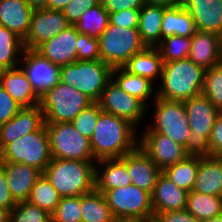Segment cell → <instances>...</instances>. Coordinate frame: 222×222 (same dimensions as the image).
I'll list each match as a JSON object with an SVG mask.
<instances>
[{
    "instance_id": "23",
    "label": "cell",
    "mask_w": 222,
    "mask_h": 222,
    "mask_svg": "<svg viewBox=\"0 0 222 222\" xmlns=\"http://www.w3.org/2000/svg\"><path fill=\"white\" fill-rule=\"evenodd\" d=\"M96 162L104 168L100 170L95 167V189L99 192L132 184L127 170V154L122 158L101 159Z\"/></svg>"
},
{
    "instance_id": "15",
    "label": "cell",
    "mask_w": 222,
    "mask_h": 222,
    "mask_svg": "<svg viewBox=\"0 0 222 222\" xmlns=\"http://www.w3.org/2000/svg\"><path fill=\"white\" fill-rule=\"evenodd\" d=\"M138 146L162 171L189 156L185 146L160 133H143Z\"/></svg>"
},
{
    "instance_id": "9",
    "label": "cell",
    "mask_w": 222,
    "mask_h": 222,
    "mask_svg": "<svg viewBox=\"0 0 222 222\" xmlns=\"http://www.w3.org/2000/svg\"><path fill=\"white\" fill-rule=\"evenodd\" d=\"M52 158L97 161L90 140L78 132L71 122L45 124Z\"/></svg>"
},
{
    "instance_id": "12",
    "label": "cell",
    "mask_w": 222,
    "mask_h": 222,
    "mask_svg": "<svg viewBox=\"0 0 222 222\" xmlns=\"http://www.w3.org/2000/svg\"><path fill=\"white\" fill-rule=\"evenodd\" d=\"M102 111L123 118L138 126L148 108L138 98L127 94L111 79L97 102Z\"/></svg>"
},
{
    "instance_id": "39",
    "label": "cell",
    "mask_w": 222,
    "mask_h": 222,
    "mask_svg": "<svg viewBox=\"0 0 222 222\" xmlns=\"http://www.w3.org/2000/svg\"><path fill=\"white\" fill-rule=\"evenodd\" d=\"M9 222H52L51 214L28 201L18 202L10 211Z\"/></svg>"
},
{
    "instance_id": "22",
    "label": "cell",
    "mask_w": 222,
    "mask_h": 222,
    "mask_svg": "<svg viewBox=\"0 0 222 222\" xmlns=\"http://www.w3.org/2000/svg\"><path fill=\"white\" fill-rule=\"evenodd\" d=\"M0 86L8 92L21 108L40 105L41 98L35 93L32 84L19 67L1 70Z\"/></svg>"
},
{
    "instance_id": "13",
    "label": "cell",
    "mask_w": 222,
    "mask_h": 222,
    "mask_svg": "<svg viewBox=\"0 0 222 222\" xmlns=\"http://www.w3.org/2000/svg\"><path fill=\"white\" fill-rule=\"evenodd\" d=\"M21 57L20 63L24 65L20 68L40 98L60 82L61 67L51 63L36 50L25 48Z\"/></svg>"
},
{
    "instance_id": "34",
    "label": "cell",
    "mask_w": 222,
    "mask_h": 222,
    "mask_svg": "<svg viewBox=\"0 0 222 222\" xmlns=\"http://www.w3.org/2000/svg\"><path fill=\"white\" fill-rule=\"evenodd\" d=\"M109 23V12L104 5L97 4L86 9L81 18L74 24L80 34H86L91 38L99 39Z\"/></svg>"
},
{
    "instance_id": "46",
    "label": "cell",
    "mask_w": 222,
    "mask_h": 222,
    "mask_svg": "<svg viewBox=\"0 0 222 222\" xmlns=\"http://www.w3.org/2000/svg\"><path fill=\"white\" fill-rule=\"evenodd\" d=\"M209 144L211 156L222 157V109L218 112Z\"/></svg>"
},
{
    "instance_id": "38",
    "label": "cell",
    "mask_w": 222,
    "mask_h": 222,
    "mask_svg": "<svg viewBox=\"0 0 222 222\" xmlns=\"http://www.w3.org/2000/svg\"><path fill=\"white\" fill-rule=\"evenodd\" d=\"M202 94L218 109H222V66L207 69L204 76Z\"/></svg>"
},
{
    "instance_id": "14",
    "label": "cell",
    "mask_w": 222,
    "mask_h": 222,
    "mask_svg": "<svg viewBox=\"0 0 222 222\" xmlns=\"http://www.w3.org/2000/svg\"><path fill=\"white\" fill-rule=\"evenodd\" d=\"M70 25L62 11L47 8L33 10L30 29L23 40L24 47L36 50L41 44L50 40Z\"/></svg>"
},
{
    "instance_id": "42",
    "label": "cell",
    "mask_w": 222,
    "mask_h": 222,
    "mask_svg": "<svg viewBox=\"0 0 222 222\" xmlns=\"http://www.w3.org/2000/svg\"><path fill=\"white\" fill-rule=\"evenodd\" d=\"M77 60H100L99 39L91 38L86 34H79L76 44Z\"/></svg>"
},
{
    "instance_id": "28",
    "label": "cell",
    "mask_w": 222,
    "mask_h": 222,
    "mask_svg": "<svg viewBox=\"0 0 222 222\" xmlns=\"http://www.w3.org/2000/svg\"><path fill=\"white\" fill-rule=\"evenodd\" d=\"M122 67L133 75L153 82L157 77L161 78L163 61L156 47H146L142 52L134 54Z\"/></svg>"
},
{
    "instance_id": "5",
    "label": "cell",
    "mask_w": 222,
    "mask_h": 222,
    "mask_svg": "<svg viewBox=\"0 0 222 222\" xmlns=\"http://www.w3.org/2000/svg\"><path fill=\"white\" fill-rule=\"evenodd\" d=\"M112 67L101 60L81 61L61 67L60 82L76 87L93 102H98L111 80Z\"/></svg>"
},
{
    "instance_id": "24",
    "label": "cell",
    "mask_w": 222,
    "mask_h": 222,
    "mask_svg": "<svg viewBox=\"0 0 222 222\" xmlns=\"http://www.w3.org/2000/svg\"><path fill=\"white\" fill-rule=\"evenodd\" d=\"M33 9L26 0H0V25L26 38Z\"/></svg>"
},
{
    "instance_id": "25",
    "label": "cell",
    "mask_w": 222,
    "mask_h": 222,
    "mask_svg": "<svg viewBox=\"0 0 222 222\" xmlns=\"http://www.w3.org/2000/svg\"><path fill=\"white\" fill-rule=\"evenodd\" d=\"M192 191L222 197V158L199 156V168Z\"/></svg>"
},
{
    "instance_id": "43",
    "label": "cell",
    "mask_w": 222,
    "mask_h": 222,
    "mask_svg": "<svg viewBox=\"0 0 222 222\" xmlns=\"http://www.w3.org/2000/svg\"><path fill=\"white\" fill-rule=\"evenodd\" d=\"M140 9H125L109 13V23L122 28H138Z\"/></svg>"
},
{
    "instance_id": "45",
    "label": "cell",
    "mask_w": 222,
    "mask_h": 222,
    "mask_svg": "<svg viewBox=\"0 0 222 222\" xmlns=\"http://www.w3.org/2000/svg\"><path fill=\"white\" fill-rule=\"evenodd\" d=\"M20 109V105L0 86V125L12 119Z\"/></svg>"
},
{
    "instance_id": "3",
    "label": "cell",
    "mask_w": 222,
    "mask_h": 222,
    "mask_svg": "<svg viewBox=\"0 0 222 222\" xmlns=\"http://www.w3.org/2000/svg\"><path fill=\"white\" fill-rule=\"evenodd\" d=\"M93 163V161L52 158L43 174L61 198L82 196L95 189L96 165Z\"/></svg>"
},
{
    "instance_id": "31",
    "label": "cell",
    "mask_w": 222,
    "mask_h": 222,
    "mask_svg": "<svg viewBox=\"0 0 222 222\" xmlns=\"http://www.w3.org/2000/svg\"><path fill=\"white\" fill-rule=\"evenodd\" d=\"M82 222H115L103 193L94 189L81 196Z\"/></svg>"
},
{
    "instance_id": "32",
    "label": "cell",
    "mask_w": 222,
    "mask_h": 222,
    "mask_svg": "<svg viewBox=\"0 0 222 222\" xmlns=\"http://www.w3.org/2000/svg\"><path fill=\"white\" fill-rule=\"evenodd\" d=\"M186 210L199 221L222 215V197L188 192Z\"/></svg>"
},
{
    "instance_id": "54",
    "label": "cell",
    "mask_w": 222,
    "mask_h": 222,
    "mask_svg": "<svg viewBox=\"0 0 222 222\" xmlns=\"http://www.w3.org/2000/svg\"><path fill=\"white\" fill-rule=\"evenodd\" d=\"M10 220V211L0 207V222H9Z\"/></svg>"
},
{
    "instance_id": "8",
    "label": "cell",
    "mask_w": 222,
    "mask_h": 222,
    "mask_svg": "<svg viewBox=\"0 0 222 222\" xmlns=\"http://www.w3.org/2000/svg\"><path fill=\"white\" fill-rule=\"evenodd\" d=\"M100 60L114 67H122L134 54L142 52L146 45L135 28H122L108 23L99 37Z\"/></svg>"
},
{
    "instance_id": "11",
    "label": "cell",
    "mask_w": 222,
    "mask_h": 222,
    "mask_svg": "<svg viewBox=\"0 0 222 222\" xmlns=\"http://www.w3.org/2000/svg\"><path fill=\"white\" fill-rule=\"evenodd\" d=\"M103 194L115 220L154 217L151 194L133 184L106 190Z\"/></svg>"
},
{
    "instance_id": "51",
    "label": "cell",
    "mask_w": 222,
    "mask_h": 222,
    "mask_svg": "<svg viewBox=\"0 0 222 222\" xmlns=\"http://www.w3.org/2000/svg\"><path fill=\"white\" fill-rule=\"evenodd\" d=\"M71 0H48L47 9L62 11Z\"/></svg>"
},
{
    "instance_id": "1",
    "label": "cell",
    "mask_w": 222,
    "mask_h": 222,
    "mask_svg": "<svg viewBox=\"0 0 222 222\" xmlns=\"http://www.w3.org/2000/svg\"><path fill=\"white\" fill-rule=\"evenodd\" d=\"M136 127L129 121L101 111L90 140L94 158H122L138 146Z\"/></svg>"
},
{
    "instance_id": "47",
    "label": "cell",
    "mask_w": 222,
    "mask_h": 222,
    "mask_svg": "<svg viewBox=\"0 0 222 222\" xmlns=\"http://www.w3.org/2000/svg\"><path fill=\"white\" fill-rule=\"evenodd\" d=\"M154 218L157 222H202L186 209L165 211L157 214Z\"/></svg>"
},
{
    "instance_id": "57",
    "label": "cell",
    "mask_w": 222,
    "mask_h": 222,
    "mask_svg": "<svg viewBox=\"0 0 222 222\" xmlns=\"http://www.w3.org/2000/svg\"><path fill=\"white\" fill-rule=\"evenodd\" d=\"M98 1V4H104L107 0H97Z\"/></svg>"
},
{
    "instance_id": "20",
    "label": "cell",
    "mask_w": 222,
    "mask_h": 222,
    "mask_svg": "<svg viewBox=\"0 0 222 222\" xmlns=\"http://www.w3.org/2000/svg\"><path fill=\"white\" fill-rule=\"evenodd\" d=\"M0 166L4 169L7 185L14 200L17 203L27 201L42 172L33 166L7 161H0Z\"/></svg>"
},
{
    "instance_id": "7",
    "label": "cell",
    "mask_w": 222,
    "mask_h": 222,
    "mask_svg": "<svg viewBox=\"0 0 222 222\" xmlns=\"http://www.w3.org/2000/svg\"><path fill=\"white\" fill-rule=\"evenodd\" d=\"M51 160L50 143L45 124L39 130L7 144L0 151V161L33 166L42 173Z\"/></svg>"
},
{
    "instance_id": "27",
    "label": "cell",
    "mask_w": 222,
    "mask_h": 222,
    "mask_svg": "<svg viewBox=\"0 0 222 222\" xmlns=\"http://www.w3.org/2000/svg\"><path fill=\"white\" fill-rule=\"evenodd\" d=\"M166 8L145 4L140 9L138 31L146 47H156L162 40V20Z\"/></svg>"
},
{
    "instance_id": "44",
    "label": "cell",
    "mask_w": 222,
    "mask_h": 222,
    "mask_svg": "<svg viewBox=\"0 0 222 222\" xmlns=\"http://www.w3.org/2000/svg\"><path fill=\"white\" fill-rule=\"evenodd\" d=\"M98 4L97 0H71L62 10L67 21L74 25L80 18L82 13Z\"/></svg>"
},
{
    "instance_id": "4",
    "label": "cell",
    "mask_w": 222,
    "mask_h": 222,
    "mask_svg": "<svg viewBox=\"0 0 222 222\" xmlns=\"http://www.w3.org/2000/svg\"><path fill=\"white\" fill-rule=\"evenodd\" d=\"M191 134L185 145L189 156H211L209 139L219 110L202 93L183 101Z\"/></svg>"
},
{
    "instance_id": "49",
    "label": "cell",
    "mask_w": 222,
    "mask_h": 222,
    "mask_svg": "<svg viewBox=\"0 0 222 222\" xmlns=\"http://www.w3.org/2000/svg\"><path fill=\"white\" fill-rule=\"evenodd\" d=\"M16 204L17 202L9 191L4 169L0 166V207L11 211Z\"/></svg>"
},
{
    "instance_id": "17",
    "label": "cell",
    "mask_w": 222,
    "mask_h": 222,
    "mask_svg": "<svg viewBox=\"0 0 222 222\" xmlns=\"http://www.w3.org/2000/svg\"><path fill=\"white\" fill-rule=\"evenodd\" d=\"M80 33L75 25L58 33L56 36L41 44L36 51L51 63L60 67L77 61V37Z\"/></svg>"
},
{
    "instance_id": "48",
    "label": "cell",
    "mask_w": 222,
    "mask_h": 222,
    "mask_svg": "<svg viewBox=\"0 0 222 222\" xmlns=\"http://www.w3.org/2000/svg\"><path fill=\"white\" fill-rule=\"evenodd\" d=\"M145 4V0H107L103 5L109 13H113L125 9H141Z\"/></svg>"
},
{
    "instance_id": "16",
    "label": "cell",
    "mask_w": 222,
    "mask_h": 222,
    "mask_svg": "<svg viewBox=\"0 0 222 222\" xmlns=\"http://www.w3.org/2000/svg\"><path fill=\"white\" fill-rule=\"evenodd\" d=\"M45 124L40 105L23 107L8 122L0 125V151L28 133L39 130Z\"/></svg>"
},
{
    "instance_id": "6",
    "label": "cell",
    "mask_w": 222,
    "mask_h": 222,
    "mask_svg": "<svg viewBox=\"0 0 222 222\" xmlns=\"http://www.w3.org/2000/svg\"><path fill=\"white\" fill-rule=\"evenodd\" d=\"M94 102L76 87L59 82L40 99L45 124L72 122L74 118Z\"/></svg>"
},
{
    "instance_id": "55",
    "label": "cell",
    "mask_w": 222,
    "mask_h": 222,
    "mask_svg": "<svg viewBox=\"0 0 222 222\" xmlns=\"http://www.w3.org/2000/svg\"><path fill=\"white\" fill-rule=\"evenodd\" d=\"M202 222H222V215L210 218V219L202 221Z\"/></svg>"
},
{
    "instance_id": "19",
    "label": "cell",
    "mask_w": 222,
    "mask_h": 222,
    "mask_svg": "<svg viewBox=\"0 0 222 222\" xmlns=\"http://www.w3.org/2000/svg\"><path fill=\"white\" fill-rule=\"evenodd\" d=\"M222 0H183L197 31L213 32L222 37Z\"/></svg>"
},
{
    "instance_id": "37",
    "label": "cell",
    "mask_w": 222,
    "mask_h": 222,
    "mask_svg": "<svg viewBox=\"0 0 222 222\" xmlns=\"http://www.w3.org/2000/svg\"><path fill=\"white\" fill-rule=\"evenodd\" d=\"M191 44V37L173 35L162 39L156 48L160 52L163 63H167L187 59Z\"/></svg>"
},
{
    "instance_id": "41",
    "label": "cell",
    "mask_w": 222,
    "mask_h": 222,
    "mask_svg": "<svg viewBox=\"0 0 222 222\" xmlns=\"http://www.w3.org/2000/svg\"><path fill=\"white\" fill-rule=\"evenodd\" d=\"M101 111L100 105L94 102L88 108L83 109L71 123L78 132L90 139Z\"/></svg>"
},
{
    "instance_id": "21",
    "label": "cell",
    "mask_w": 222,
    "mask_h": 222,
    "mask_svg": "<svg viewBox=\"0 0 222 222\" xmlns=\"http://www.w3.org/2000/svg\"><path fill=\"white\" fill-rule=\"evenodd\" d=\"M187 195L188 191L161 173L151 193L154 217L165 211L186 209Z\"/></svg>"
},
{
    "instance_id": "33",
    "label": "cell",
    "mask_w": 222,
    "mask_h": 222,
    "mask_svg": "<svg viewBox=\"0 0 222 222\" xmlns=\"http://www.w3.org/2000/svg\"><path fill=\"white\" fill-rule=\"evenodd\" d=\"M24 49L23 39L0 25V70L18 67Z\"/></svg>"
},
{
    "instance_id": "50",
    "label": "cell",
    "mask_w": 222,
    "mask_h": 222,
    "mask_svg": "<svg viewBox=\"0 0 222 222\" xmlns=\"http://www.w3.org/2000/svg\"><path fill=\"white\" fill-rule=\"evenodd\" d=\"M145 3L159 5L165 8H172L182 5L183 0H145Z\"/></svg>"
},
{
    "instance_id": "56",
    "label": "cell",
    "mask_w": 222,
    "mask_h": 222,
    "mask_svg": "<svg viewBox=\"0 0 222 222\" xmlns=\"http://www.w3.org/2000/svg\"><path fill=\"white\" fill-rule=\"evenodd\" d=\"M219 65L222 66V37L220 40Z\"/></svg>"
},
{
    "instance_id": "26",
    "label": "cell",
    "mask_w": 222,
    "mask_h": 222,
    "mask_svg": "<svg viewBox=\"0 0 222 222\" xmlns=\"http://www.w3.org/2000/svg\"><path fill=\"white\" fill-rule=\"evenodd\" d=\"M189 59L205 70L219 64L221 36L213 32L196 31L191 37Z\"/></svg>"
},
{
    "instance_id": "29",
    "label": "cell",
    "mask_w": 222,
    "mask_h": 222,
    "mask_svg": "<svg viewBox=\"0 0 222 222\" xmlns=\"http://www.w3.org/2000/svg\"><path fill=\"white\" fill-rule=\"evenodd\" d=\"M191 14L183 5L166 8L162 20V39L169 36L193 37L196 32Z\"/></svg>"
},
{
    "instance_id": "30",
    "label": "cell",
    "mask_w": 222,
    "mask_h": 222,
    "mask_svg": "<svg viewBox=\"0 0 222 222\" xmlns=\"http://www.w3.org/2000/svg\"><path fill=\"white\" fill-rule=\"evenodd\" d=\"M111 79L123 91L138 98L147 106L146 101L153 93V82L141 76L133 75L123 67L112 68Z\"/></svg>"
},
{
    "instance_id": "40",
    "label": "cell",
    "mask_w": 222,
    "mask_h": 222,
    "mask_svg": "<svg viewBox=\"0 0 222 222\" xmlns=\"http://www.w3.org/2000/svg\"><path fill=\"white\" fill-rule=\"evenodd\" d=\"M51 218L52 222H82L81 196L61 198Z\"/></svg>"
},
{
    "instance_id": "2",
    "label": "cell",
    "mask_w": 222,
    "mask_h": 222,
    "mask_svg": "<svg viewBox=\"0 0 222 222\" xmlns=\"http://www.w3.org/2000/svg\"><path fill=\"white\" fill-rule=\"evenodd\" d=\"M205 69L189 58L163 63L161 84L156 97L169 101H186L202 93Z\"/></svg>"
},
{
    "instance_id": "18",
    "label": "cell",
    "mask_w": 222,
    "mask_h": 222,
    "mask_svg": "<svg viewBox=\"0 0 222 222\" xmlns=\"http://www.w3.org/2000/svg\"><path fill=\"white\" fill-rule=\"evenodd\" d=\"M127 170L131 183L150 194L162 173V170L139 146L127 154Z\"/></svg>"
},
{
    "instance_id": "53",
    "label": "cell",
    "mask_w": 222,
    "mask_h": 222,
    "mask_svg": "<svg viewBox=\"0 0 222 222\" xmlns=\"http://www.w3.org/2000/svg\"><path fill=\"white\" fill-rule=\"evenodd\" d=\"M33 10L45 9L48 6V0H26Z\"/></svg>"
},
{
    "instance_id": "36",
    "label": "cell",
    "mask_w": 222,
    "mask_h": 222,
    "mask_svg": "<svg viewBox=\"0 0 222 222\" xmlns=\"http://www.w3.org/2000/svg\"><path fill=\"white\" fill-rule=\"evenodd\" d=\"M60 199L61 197L54 186L42 173L32 187L27 201L52 214L58 206Z\"/></svg>"
},
{
    "instance_id": "52",
    "label": "cell",
    "mask_w": 222,
    "mask_h": 222,
    "mask_svg": "<svg viewBox=\"0 0 222 222\" xmlns=\"http://www.w3.org/2000/svg\"><path fill=\"white\" fill-rule=\"evenodd\" d=\"M154 217H129V218H120L115 220V222H154Z\"/></svg>"
},
{
    "instance_id": "10",
    "label": "cell",
    "mask_w": 222,
    "mask_h": 222,
    "mask_svg": "<svg viewBox=\"0 0 222 222\" xmlns=\"http://www.w3.org/2000/svg\"><path fill=\"white\" fill-rule=\"evenodd\" d=\"M155 124L142 133H160L174 142L186 145L191 134L187 112L183 101H169L155 95Z\"/></svg>"
},
{
    "instance_id": "35",
    "label": "cell",
    "mask_w": 222,
    "mask_h": 222,
    "mask_svg": "<svg viewBox=\"0 0 222 222\" xmlns=\"http://www.w3.org/2000/svg\"><path fill=\"white\" fill-rule=\"evenodd\" d=\"M199 168V156H188L185 160L165 168L162 173L178 187L191 192Z\"/></svg>"
}]
</instances>
